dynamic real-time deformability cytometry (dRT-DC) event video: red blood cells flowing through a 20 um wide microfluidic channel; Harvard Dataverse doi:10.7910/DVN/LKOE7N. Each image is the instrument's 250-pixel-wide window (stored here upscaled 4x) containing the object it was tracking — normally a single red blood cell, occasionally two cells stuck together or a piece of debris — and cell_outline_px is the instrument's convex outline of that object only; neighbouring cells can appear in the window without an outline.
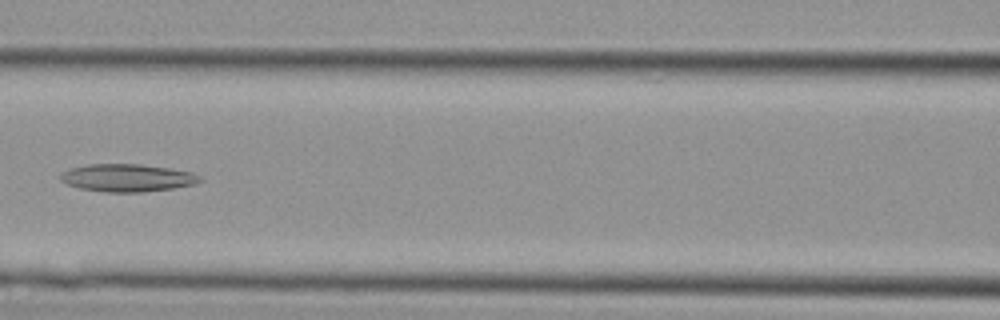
{"species": "Egyptian fruit bat (a non-hibernating species)", "species_latin": "Rousettus aegyptiacus", "temperature_condition": "cold", "stored_images_in_passage": 36, "camera_frame_rate_fps": 3000, "um_per_image_px": 0.085, "animal": {"sex": "female"}, "frame": {"image": 1, "passage_image": 15, "time_ms": 4.667, "image_size_px": [1000, 320], "cell_outline_px": [[204, 180], [196, 184], [172, 188], [140, 192], [104, 192], [80, 188], [68, 184], [60, 180], [60, 176], [68, 168], [88, 164], [140, 164], [168, 168], [192, 172], [200, 176]], "centroid_in_image_um": [10.83, 15.11], "position_along_channel_um": 155.8, "area_um2": 22.43}}
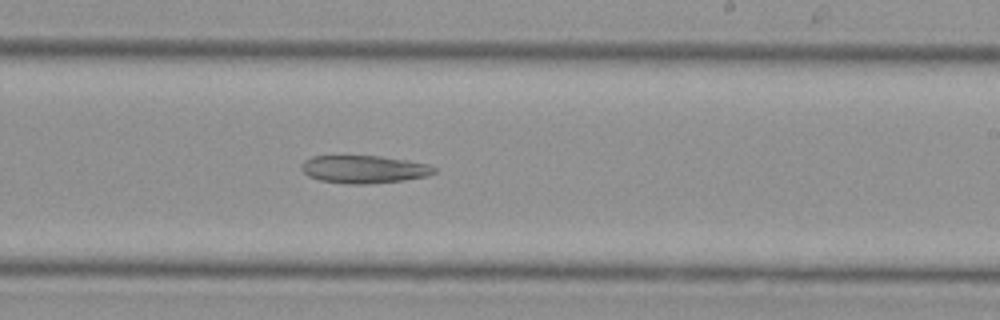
{"frame": {"image": 2, "passage_image": 21, "time_ms": 6.667, "image_size_px": [1000, 320], "cell_outline_px": [[436, 172], [424, 176], [404, 180], [368, 184], [348, 184], [320, 180], [308, 176], [300, 168], [300, 164], [304, 160], [312, 156], [380, 156], [408, 160], [428, 164], [436, 168]], "centroid_in_image_um": [30.91, 14.38], "position_along_channel_um": 258.1, "area_um2": 21.5}}
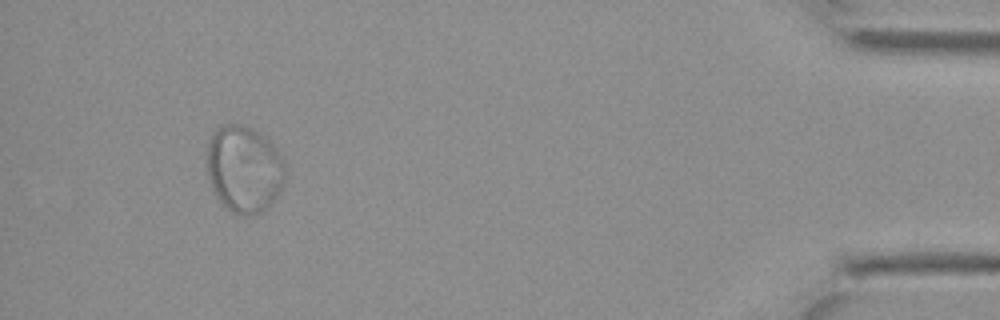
{"frame": {"image": 3, "passage_image": 34, "time_ms": 11.0, "image_size_px": [1000, 320], "cell_outline_px": [[284, 184], [272, 204], [268, 208], [252, 216], [240, 216], [232, 212], [216, 196], [212, 188], [208, 176], [208, 140], [212, 132], [216, 128], [224, 124], [240, 124], [264, 136], [280, 152], [284, 160]], "centroid_in_image_um": [20.76, 14.39], "position_along_channel_um": 414.4, "area_um2": 39.77}}